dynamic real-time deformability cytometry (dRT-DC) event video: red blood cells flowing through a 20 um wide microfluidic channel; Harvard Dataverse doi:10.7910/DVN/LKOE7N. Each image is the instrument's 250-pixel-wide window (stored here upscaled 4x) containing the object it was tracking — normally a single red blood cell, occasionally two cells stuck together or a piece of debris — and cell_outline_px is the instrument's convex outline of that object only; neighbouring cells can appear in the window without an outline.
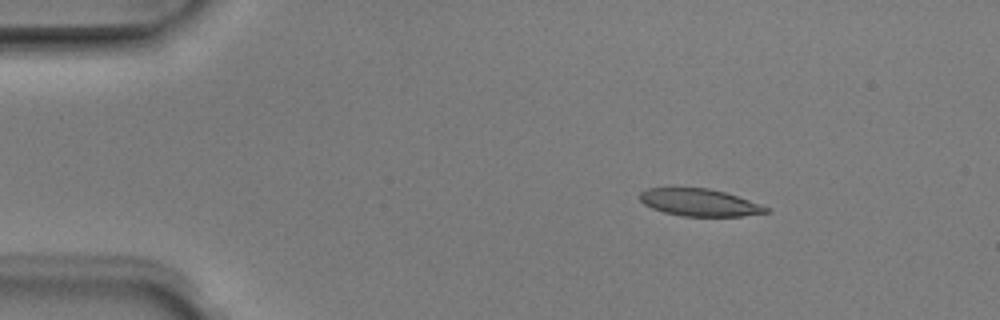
{"species": "Egyptian fruit bat (a non-hibernating species)", "species_latin": "Rousettus aegyptiacus", "temperature_condition": "room temperature", "stored_images_in_passage": 4, "camera_frame_rate_fps": 3000, "um_per_image_px": 0.085, "animal": {"sex": "male"}, "frame": {"image": 1, "passage_image": 2, "time_ms": 0.333, "image_size_px": [1000, 320], "cell_outline_px": [[768, 212], [740, 216], [680, 216], [664, 212], [652, 208], [644, 204], [640, 200], [640, 192], [648, 188], [708, 188], [724, 192], [748, 200], [768, 208]], "centroid_in_image_um": [59.4, 17.21], "position_along_channel_um": 25.6, "area_um2": 19.71}}